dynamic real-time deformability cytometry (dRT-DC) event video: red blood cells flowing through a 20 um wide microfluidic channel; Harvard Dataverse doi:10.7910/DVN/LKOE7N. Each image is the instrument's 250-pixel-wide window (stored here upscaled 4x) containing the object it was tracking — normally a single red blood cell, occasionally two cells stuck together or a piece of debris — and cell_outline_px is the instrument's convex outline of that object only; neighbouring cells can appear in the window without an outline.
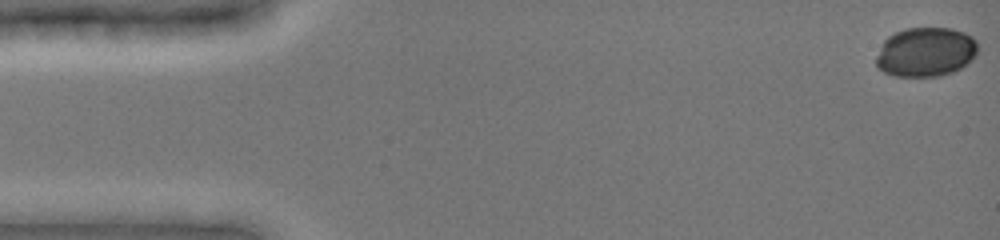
{"species": "common noctule bat (a hibernating species)", "species_latin": "Nyctalus noctula", "temperature_condition": "cold", "stored_images_in_passage": 18, "camera_frame_rate_fps": 3000, "um_per_image_px": 0.085, "animal": {"sex": "female", "body_mass_g": 19.0, "forearm_length_mm": 51.5}, "frame": {"image": 1, "passage_image": 1, "time_ms": 0.0, "image_size_px": [1000, 240], "cell_outline_px": [[976, 56], [968, 64], [952, 72], [940, 76], [896, 76], [884, 72], [876, 64], [876, 56], [884, 40], [888, 36], [904, 28], [952, 28], [964, 32], [972, 36], [976, 40]], "centroid_in_image_um": [78.69, 4.41], "position_along_channel_um": 6.3, "area_um2": 29.3}}
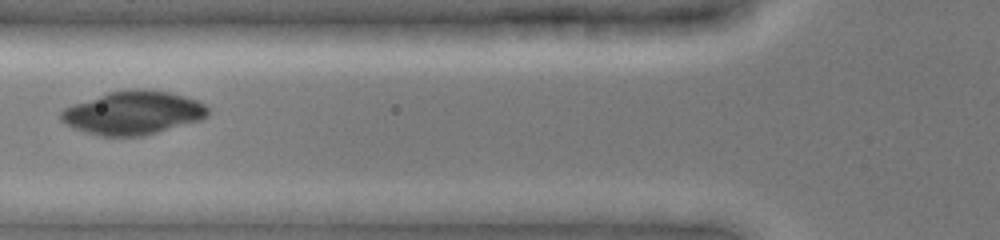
{"frame": {"image": 2, "passage_image": 14, "time_ms": 6.0, "image_size_px": [1000, 240], "cell_outline_px": [[208, 116], [200, 120], [144, 136], [100, 136], [72, 128], [60, 120], [60, 112], [64, 108], [72, 104], [108, 92], [132, 88], [140, 88], [168, 92], [184, 96], [196, 100], [204, 104], [208, 108]], "centroid_in_image_um": [11.28, 9.59], "position_along_channel_um": 114.5, "area_um2": 37.28}}
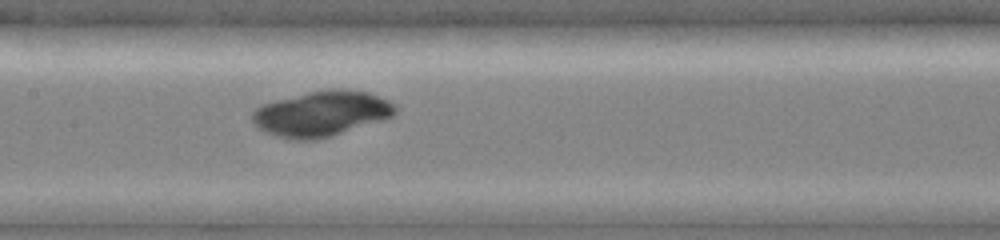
{"frame": {"image": 3, "passage_image": 18, "time_ms": 7.667, "image_size_px": [1000, 240], "cell_outline_px": [[396, 112], [392, 116], [380, 120], [316, 140], [288, 140], [264, 132], [256, 128], [252, 120], [252, 112], [260, 104], [276, 100], [312, 92], [332, 88], [368, 92], [388, 100], [396, 104]], "centroid_in_image_um": [27.26, 9.67], "position_along_channel_um": 180.1, "area_um2": 37.45}}